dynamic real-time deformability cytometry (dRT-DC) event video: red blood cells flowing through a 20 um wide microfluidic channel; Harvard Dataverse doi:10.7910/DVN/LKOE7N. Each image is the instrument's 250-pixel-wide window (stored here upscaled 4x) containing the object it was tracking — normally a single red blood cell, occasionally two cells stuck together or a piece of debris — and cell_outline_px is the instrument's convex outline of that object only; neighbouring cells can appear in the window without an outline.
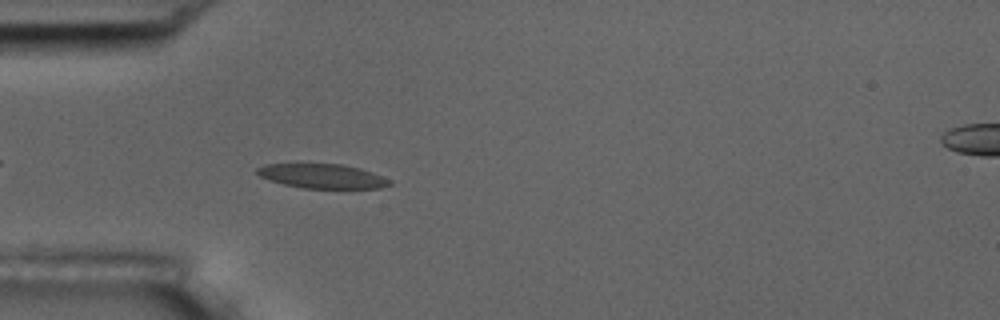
{"species": "common noctule bat (a hibernating species)", "species_latin": "Nyctalus noctula", "temperature_condition": "room temperature", "stored_images_in_passage": 8, "camera_frame_rate_fps": 3000, "um_per_image_px": 0.085, "animal": {"sex": "male", "body_mass_g": 17.5, "forearm_length_mm": 52.3}, "frame": {"image": 1, "passage_image": 7, "time_ms": 2.0, "image_size_px": [1000, 320], "cell_outline_px": [[392, 184], [380, 188], [304, 188], [284, 184], [268, 180], [260, 176], [256, 172], [256, 168], [264, 164], [340, 164], [360, 168], [372, 172], [392, 180]], "centroid_in_image_um": [27.4, 14.97], "position_along_channel_um": 57.6, "area_um2": 18.79}}